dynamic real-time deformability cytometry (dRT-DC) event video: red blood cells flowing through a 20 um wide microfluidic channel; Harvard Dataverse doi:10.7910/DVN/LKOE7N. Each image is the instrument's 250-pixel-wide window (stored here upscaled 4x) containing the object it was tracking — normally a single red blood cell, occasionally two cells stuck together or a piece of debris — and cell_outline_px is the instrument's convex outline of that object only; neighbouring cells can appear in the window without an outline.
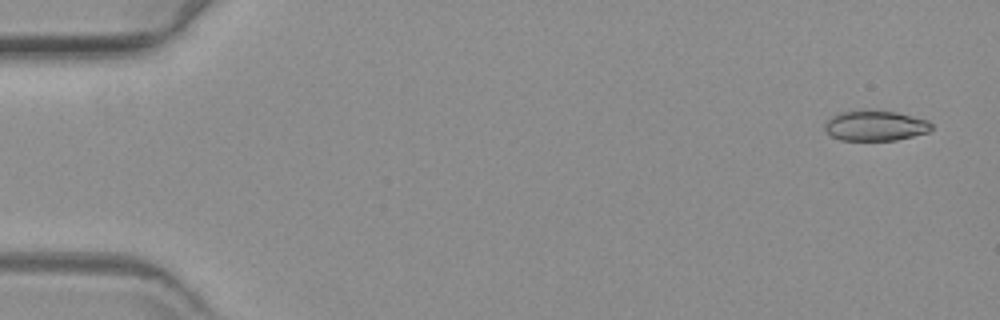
{"species": "common noctule bat (a hibernating species)", "species_latin": "Nyctalus noctula", "temperature_condition": "warm", "stored_images_in_passage": 61, "camera_frame_rate_fps": 3000, "um_per_image_px": 0.085, "animal": {"sex": "female", "body_mass_g": 19.3, "forearm_length_mm": 54.1}, "frame": {"image": 1, "passage_image": 3, "time_ms": 0.667, "image_size_px": [1000, 320], "cell_outline_px": [[932, 128], [928, 132], [896, 140], [840, 140], [832, 136], [824, 128], [824, 124], [836, 112], [860, 108], [868, 108], [896, 112], [928, 120], [932, 124]], "centroid_in_image_um": [74.36, 10.64], "position_along_channel_um": 10.6, "area_um2": 19.31}}
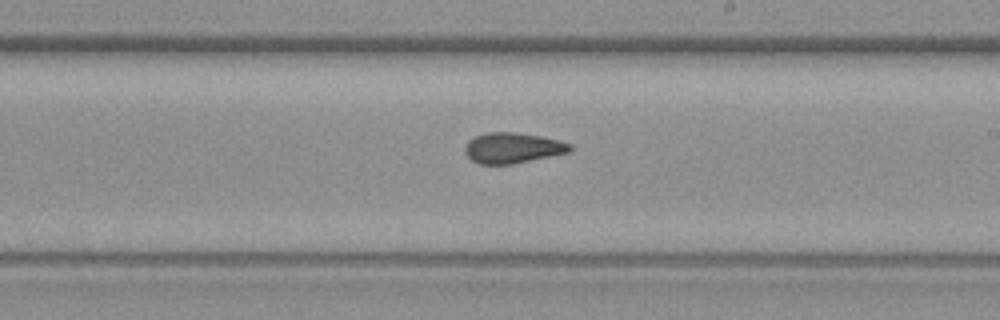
{"frame": {"image": 2, "passage_image": 36, "time_ms": 11.667, "image_size_px": [1000, 320], "cell_outline_px": [[572, 148], [568, 152], [512, 164], [480, 164], [472, 160], [464, 152], [464, 148], [468, 140], [484, 132], [516, 132], [540, 136], [572, 144]], "centroid_in_image_um": [43.53, 12.56], "position_along_channel_um": 245.5, "area_um2": 18.55}}
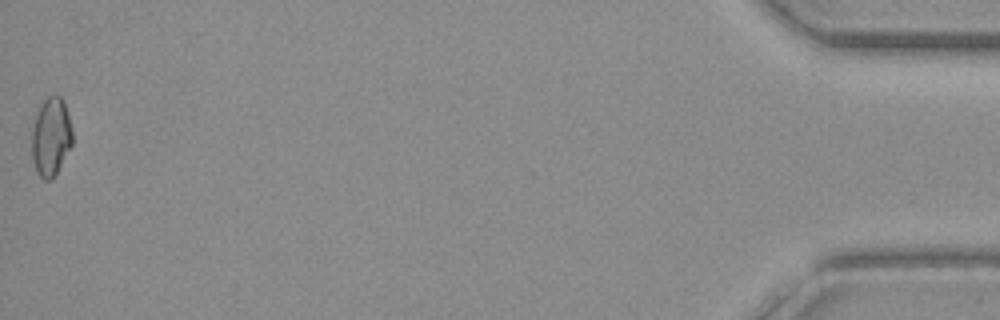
{"frame": {"image": 3, "passage_image": 61, "time_ms": 20.0, "image_size_px": [1000, 320], "cell_outline_px": [[72, 144], [56, 172], [48, 180], [44, 180], [36, 172], [32, 160], [32, 128], [36, 112], [40, 104], [48, 96], [56, 92], [64, 100], [72, 128]], "centroid_in_image_um": [4.32, 11.56], "position_along_channel_um": 430.9, "area_um2": 18.67}}